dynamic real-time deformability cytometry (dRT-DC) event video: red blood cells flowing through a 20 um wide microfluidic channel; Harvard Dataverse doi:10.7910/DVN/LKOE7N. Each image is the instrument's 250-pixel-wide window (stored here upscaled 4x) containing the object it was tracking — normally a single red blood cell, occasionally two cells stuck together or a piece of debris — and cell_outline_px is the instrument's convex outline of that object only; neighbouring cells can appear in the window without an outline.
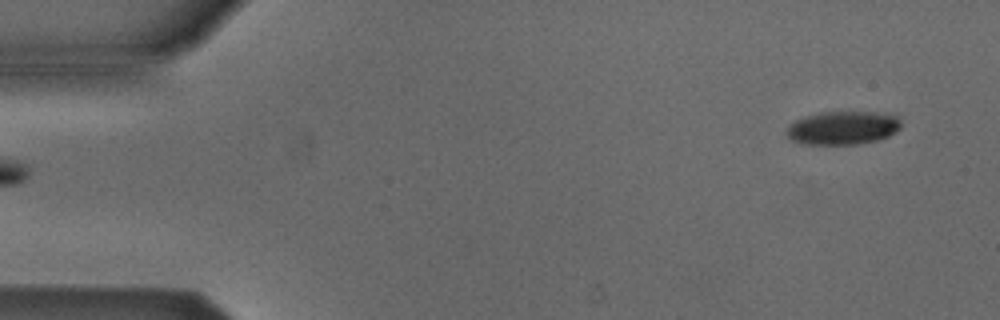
{"species": "Egyptian fruit bat (a non-hibernating species)", "species_latin": "Rousettus aegyptiacus", "temperature_condition": "cold", "stored_images_in_passage": 5, "camera_frame_rate_fps": 3000, "um_per_image_px": 0.085, "animal": {"sex": "male"}, "frame": {"image": 1, "passage_image": 5, "time_ms": 5.667, "image_size_px": [1000, 320], "cell_outline_px": [[900, 128], [896, 132], [888, 136], [876, 140], [856, 144], [804, 144], [792, 140], [784, 132], [796, 120], [820, 112], [872, 112], [896, 116], [900, 120]], "centroid_in_image_um": [71.64, 10.87], "position_along_channel_um": 13.4, "area_um2": 21.96}}